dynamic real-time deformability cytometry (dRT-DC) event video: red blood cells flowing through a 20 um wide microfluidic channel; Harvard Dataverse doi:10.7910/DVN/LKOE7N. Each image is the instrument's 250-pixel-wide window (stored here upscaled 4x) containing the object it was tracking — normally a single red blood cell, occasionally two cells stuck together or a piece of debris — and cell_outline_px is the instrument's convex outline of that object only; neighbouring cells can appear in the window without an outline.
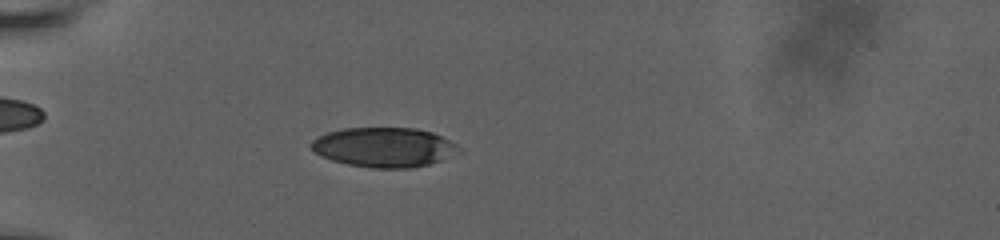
{"species": "human", "species_latin": "Homo sapiens", "temperature_condition": "room temperature", "stored_images_in_passage": 61, "camera_frame_rate_fps": 3000, "um_per_image_px": 0.085, "donor": {"sex": "male"}, "frame": {"image": 1, "passage_image": 21, "time_ms": 6.667, "image_size_px": [1000, 240], "cell_outline_px": [[460, 152], [440, 160], [428, 164], [412, 168], [372, 168], [348, 164], [332, 160], [320, 156], [308, 144], [316, 136], [328, 132], [344, 128], [416, 128], [432, 132], [456, 144], [460, 148]], "centroid_in_image_um": [32.61, 12.51], "position_along_channel_um": 52.4, "area_um2": 34.04}}
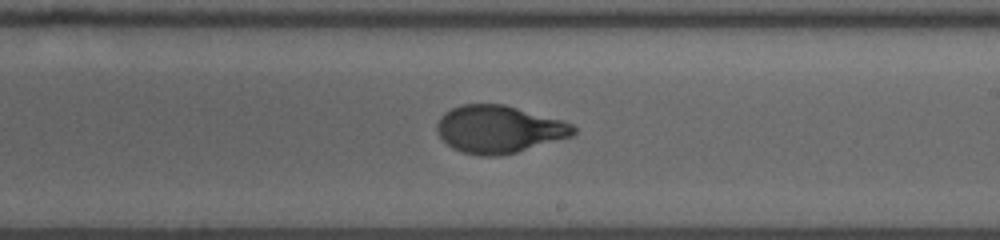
{"frame": {"image": 2, "passage_image": 39, "time_ms": 12.667, "image_size_px": [1000, 240], "cell_outline_px": [[576, 132], [572, 136], [516, 152], [496, 156], [480, 156], [460, 152], [452, 148], [436, 132], [436, 124], [440, 116], [444, 112], [460, 104], [504, 104], [560, 120], [572, 124], [576, 128]], "centroid_in_image_um": [42.36, 10.99], "position_along_channel_um": 246.6, "area_um2": 37.69}}
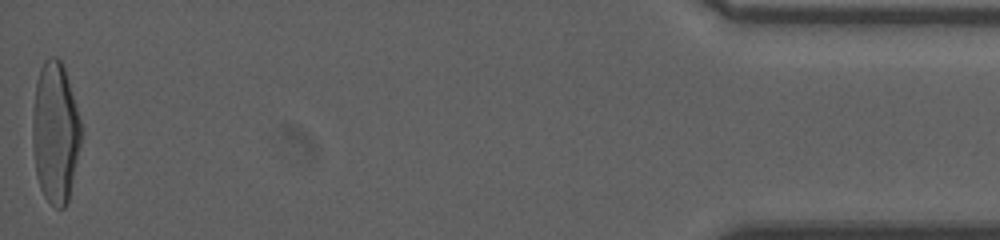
{"frame": {"image": 3, "passage_image": 61, "time_ms": 20.0, "image_size_px": [1000, 240], "cell_outline_px": [[80, 144], [68, 200], [64, 208], [56, 208], [44, 196], [40, 188], [36, 176], [32, 148], [32, 120], [36, 80], [40, 68], [44, 60], [52, 56], [56, 56], [60, 60], [64, 68], [68, 80], [80, 120]], "centroid_in_image_um": [4.66, 11.26], "position_along_channel_um": 430.5, "area_um2": 39.65}, "authors_computed_cell_mechanics": {"area_um2": 37.3388, "velocity_mm_per_s": 3.655, "shape_relaxation_time_tau1_ms": 4.4284, "shape_relaxation_time_tau2_ms": null, "deformation_change_tau1": 0.2218, "deformation_change_tau2": null}}